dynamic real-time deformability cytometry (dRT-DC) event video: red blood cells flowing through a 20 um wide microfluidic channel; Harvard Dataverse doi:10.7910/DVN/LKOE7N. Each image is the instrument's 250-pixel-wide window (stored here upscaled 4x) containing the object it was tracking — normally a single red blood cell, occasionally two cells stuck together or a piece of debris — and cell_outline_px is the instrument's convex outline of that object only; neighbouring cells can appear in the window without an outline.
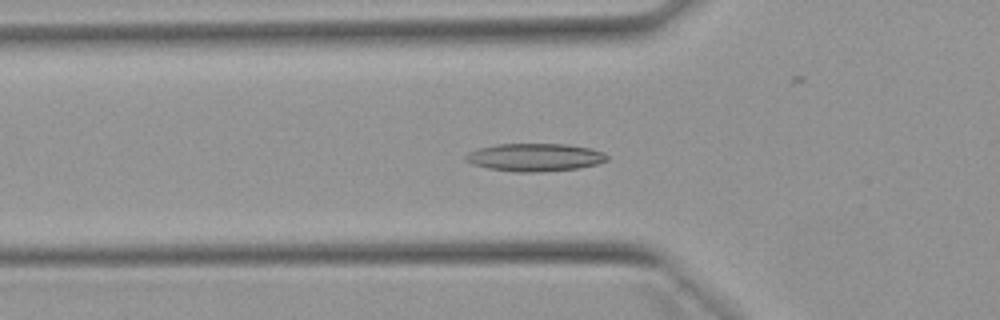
{"species": "Egyptian fruit bat (a non-hibernating species)", "species_latin": "Rousettus aegyptiacus", "temperature_condition": "warm", "stored_images_in_passage": 47, "camera_frame_rate_fps": 3000, "um_per_image_px": 0.085, "animal": {"sex": "female"}, "frame": {"image": 1, "passage_image": 13, "time_ms": 4.0, "image_size_px": [1000, 320], "cell_outline_px": [[608, 160], [596, 164], [580, 168], [536, 172], [512, 172], [488, 168], [472, 164], [464, 160], [464, 156], [468, 152], [480, 148], [496, 144], [568, 144], [592, 148], [604, 152], [608, 156]], "centroid_in_image_um": [45.47, 13.37], "position_along_channel_um": 80.3, "area_um2": 23.12}}
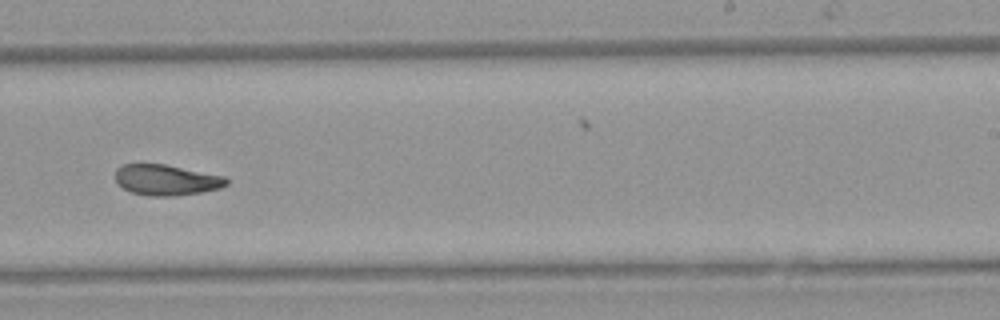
{"frame": {"image": 2, "passage_image": 28, "time_ms": 9.0, "image_size_px": [1000, 320], "cell_outline_px": [[228, 184], [220, 188], [200, 192], [172, 196], [148, 196], [132, 192], [116, 184], [116, 168], [124, 164], [164, 164], [224, 176], [228, 180]], "centroid_in_image_um": [14.12, 15.3], "position_along_channel_um": 274.9, "area_um2": 19.77}}
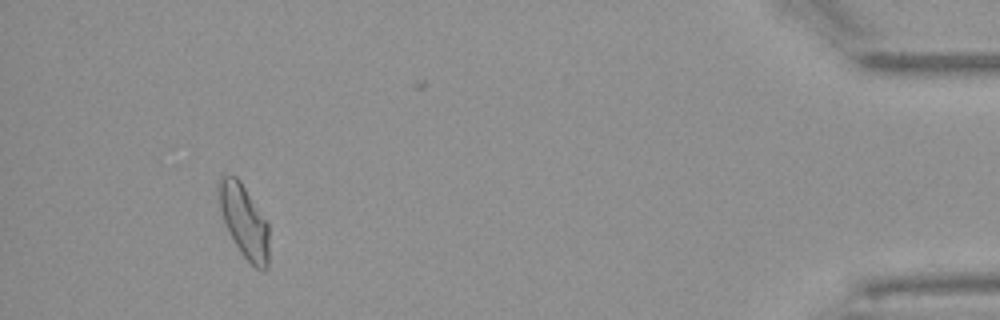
{"frame": {"image": 3, "passage_image": 44, "time_ms": 14.333, "image_size_px": [1000, 320], "cell_outline_px": [[268, 268], [264, 272], [260, 272], [244, 256], [228, 232], [224, 224], [220, 208], [216, 188], [220, 180], [224, 176], [236, 176], [240, 180], [268, 224]], "centroid_in_image_um": [20.74, 18.82], "position_along_channel_um": 414.5, "area_um2": 21.21}, "authors_computed_cell_mechanics": {"area_um2": 20.808, "velocity_mm_per_s": 3.8956, "shape_relaxation_time_tau1_ms": 10.9804, "shape_relaxation_time_tau2_ms": 2.5689, "deformation_change_tau1": 0.2466, "deformation_change_tau2": 0.0922}}